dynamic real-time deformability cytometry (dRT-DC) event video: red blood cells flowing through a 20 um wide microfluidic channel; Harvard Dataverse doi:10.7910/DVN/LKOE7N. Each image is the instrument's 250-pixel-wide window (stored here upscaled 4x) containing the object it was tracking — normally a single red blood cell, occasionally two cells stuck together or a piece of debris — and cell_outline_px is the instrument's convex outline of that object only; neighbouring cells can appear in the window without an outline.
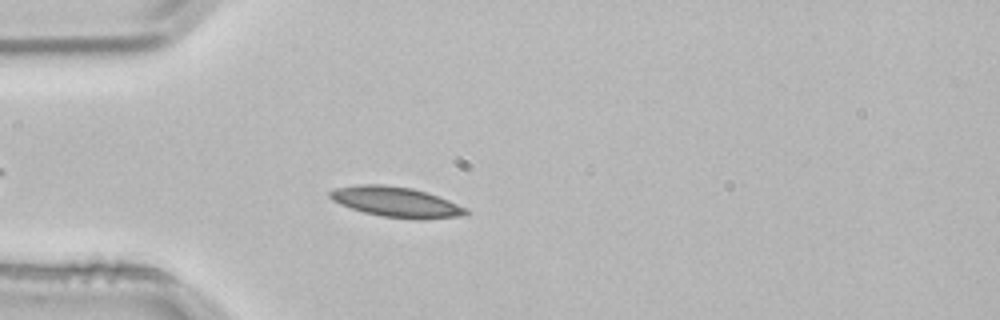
{"species": "common noctule bat (a hibernating species)", "species_latin": "Nyctalus noctula", "temperature_condition": "room temperature", "stored_images_in_passage": 4, "camera_frame_rate_fps": 3000, "um_per_image_px": 0.085, "animal": {"sex": "male", "body_mass_g": 21.5, "forearm_length_mm": 52.0}, "frame": {"image": 1, "passage_image": 4, "time_ms": 1.0, "image_size_px": [1000, 320], "cell_outline_px": [[468, 212], [464, 216], [424, 220], [420, 220], [380, 216], [364, 212], [340, 204], [332, 200], [328, 196], [328, 192], [336, 188], [356, 184], [384, 184], [412, 188], [448, 200], [468, 208]], "centroid_in_image_um": [33.67, 17.17], "position_along_channel_um": 51.3, "area_um2": 24.1}}